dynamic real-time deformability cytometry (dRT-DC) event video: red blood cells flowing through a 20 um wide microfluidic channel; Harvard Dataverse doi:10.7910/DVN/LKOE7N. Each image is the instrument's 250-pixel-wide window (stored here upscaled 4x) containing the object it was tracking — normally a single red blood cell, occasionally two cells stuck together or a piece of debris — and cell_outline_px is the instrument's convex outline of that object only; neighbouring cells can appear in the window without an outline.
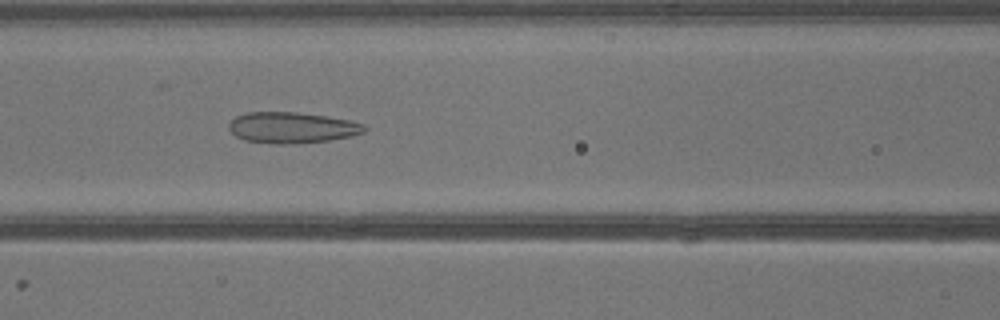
{"species": "common noctule bat (a hibernating species)", "species_latin": "Nyctalus noctula", "temperature_condition": "warm", "stored_images_in_passage": 41, "camera_frame_rate_fps": 3000, "um_per_image_px": 0.085, "animal": {"sex": "male", "body_mass_g": 13.3}, "frame": {"image": 1, "passage_image": 18, "time_ms": 5.667, "image_size_px": [1000, 320], "cell_outline_px": [[368, 128], [364, 132], [352, 136], [328, 140], [296, 144], [276, 144], [244, 140], [236, 136], [228, 128], [228, 124], [236, 116], [248, 112], [296, 112], [328, 116], [348, 120], [364, 124]], "centroid_in_image_um": [24.82, 10.85], "position_along_channel_um": 141.8, "area_um2": 24.57}}
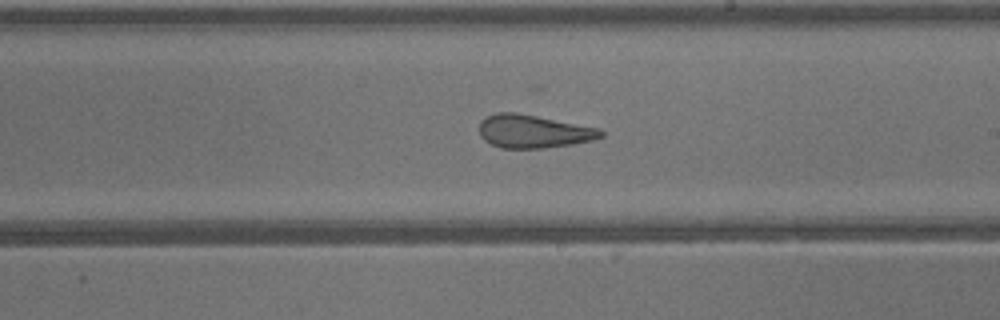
{"frame": {"image": 2, "passage_image": 24, "time_ms": 7.667, "image_size_px": [1000, 320], "cell_outline_px": [[604, 136], [592, 140], [572, 144], [544, 148], [500, 148], [484, 140], [480, 136], [480, 120], [484, 116], [496, 112], [516, 112], [600, 128], [604, 132]], "centroid_in_image_um": [45.32, 11.16], "position_along_channel_um": 243.7, "area_um2": 23.64}}
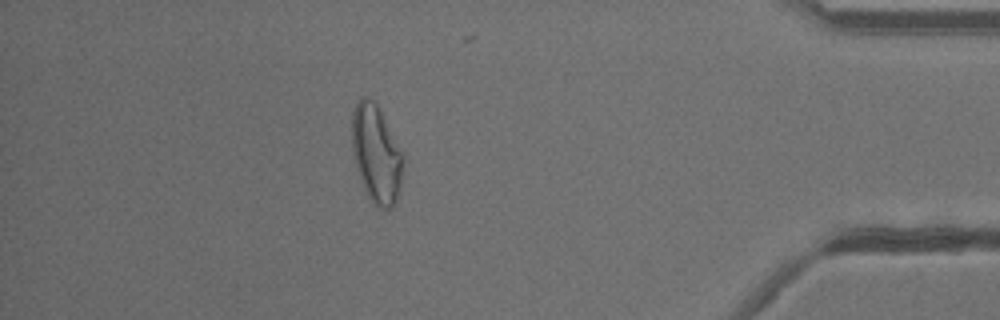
{"frame": {"image": 3, "passage_image": 36, "time_ms": 11.667, "image_size_px": [1000, 320], "cell_outline_px": [[404, 164], [400, 188], [396, 200], [392, 208], [380, 208], [372, 204], [356, 172], [352, 152], [352, 112], [360, 96], [368, 96], [376, 104], [404, 156]], "centroid_in_image_um": [31.96, 13.12], "position_along_channel_um": 403.2, "area_um2": 29.3}}